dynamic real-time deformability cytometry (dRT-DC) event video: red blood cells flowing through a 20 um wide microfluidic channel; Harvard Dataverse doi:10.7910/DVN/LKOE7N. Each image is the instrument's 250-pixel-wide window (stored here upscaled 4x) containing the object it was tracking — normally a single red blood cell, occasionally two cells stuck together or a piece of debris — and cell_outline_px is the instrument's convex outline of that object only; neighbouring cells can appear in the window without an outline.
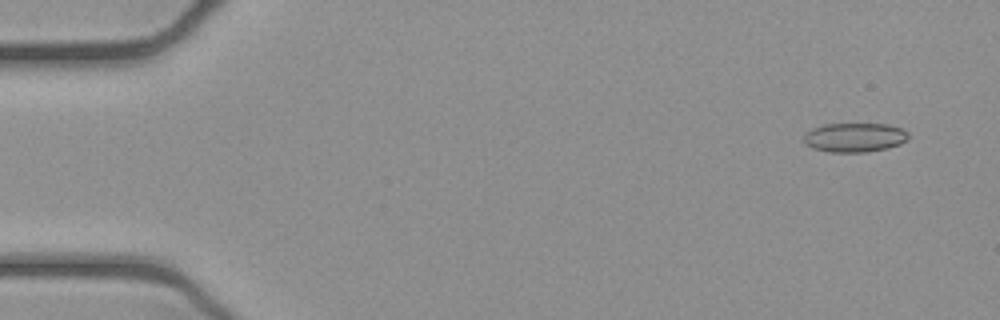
{"species": "common noctule bat (a hibernating species)", "species_latin": "Nyctalus noctula", "temperature_condition": "cold", "stored_images_in_passage": 53, "camera_frame_rate_fps": 3000, "um_per_image_px": 0.085, "animal": {"sex": "female", "body_mass_g": 21.9}, "frame": {"image": 1, "passage_image": 4, "time_ms": 1.0, "image_size_px": [1000, 320], "cell_outline_px": [[908, 136], [900, 144], [888, 148], [864, 152], [832, 152], [812, 148], [804, 140], [804, 136], [812, 128], [824, 124], [888, 124], [900, 128], [908, 132]], "centroid_in_image_um": [72.65, 11.68], "position_along_channel_um": 12.4, "area_um2": 17.57}}
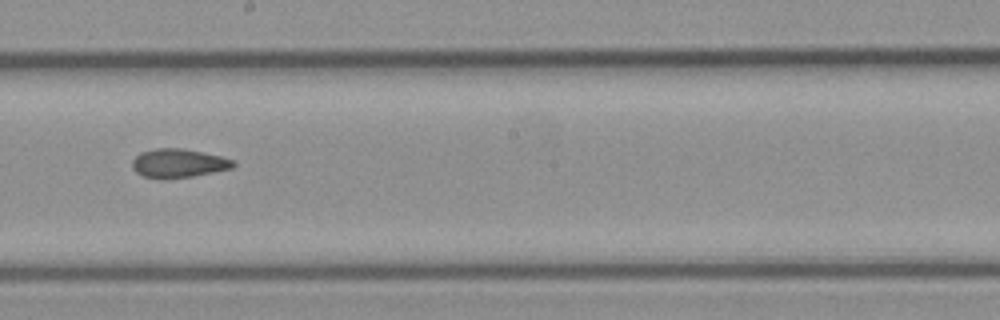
{"frame": {"image": 2, "passage_image": 30, "time_ms": 9.667, "image_size_px": [1000, 320], "cell_outline_px": [[236, 164], [232, 168], [192, 176], [164, 180], [160, 180], [144, 176], [136, 172], [132, 168], [132, 160], [140, 152], [156, 148], [184, 148], [220, 156], [236, 160]], "centroid_in_image_um": [15.15, 13.88], "position_along_channel_um": 233.1, "area_um2": 17.17}}
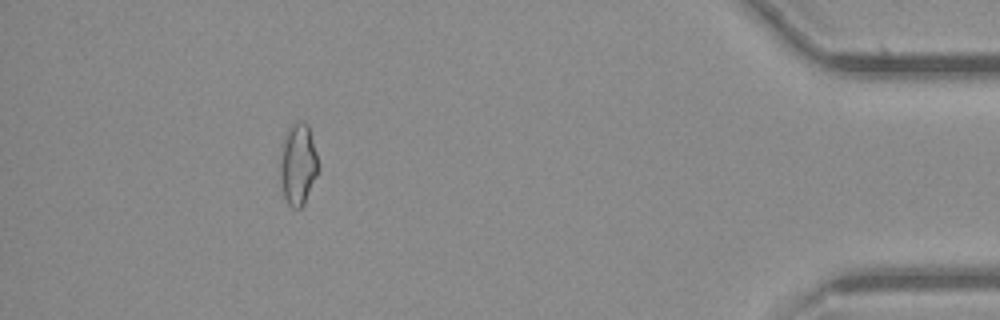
{"frame": {"image": 3, "passage_image": 48, "time_ms": 15.667, "image_size_px": [1000, 320], "cell_outline_px": [[320, 172], [304, 204], [300, 208], [292, 208], [288, 204], [284, 196], [280, 176], [280, 144], [288, 128], [292, 124], [300, 120], [308, 124], [316, 152], [320, 168]], "centroid_in_image_um": [25.34, 13.96], "position_along_channel_um": 409.9, "area_um2": 18.61}, "authors_computed_cell_mechanics": {"area_um2": 17.3978, "velocity_mm_per_s": 3.9315, "shape_relaxation_time_tau1_ms": null, "shape_relaxation_time_tau2_ms": 3.1301, "deformation_change_tau1": null, "deformation_change_tau2": 0.1058}}